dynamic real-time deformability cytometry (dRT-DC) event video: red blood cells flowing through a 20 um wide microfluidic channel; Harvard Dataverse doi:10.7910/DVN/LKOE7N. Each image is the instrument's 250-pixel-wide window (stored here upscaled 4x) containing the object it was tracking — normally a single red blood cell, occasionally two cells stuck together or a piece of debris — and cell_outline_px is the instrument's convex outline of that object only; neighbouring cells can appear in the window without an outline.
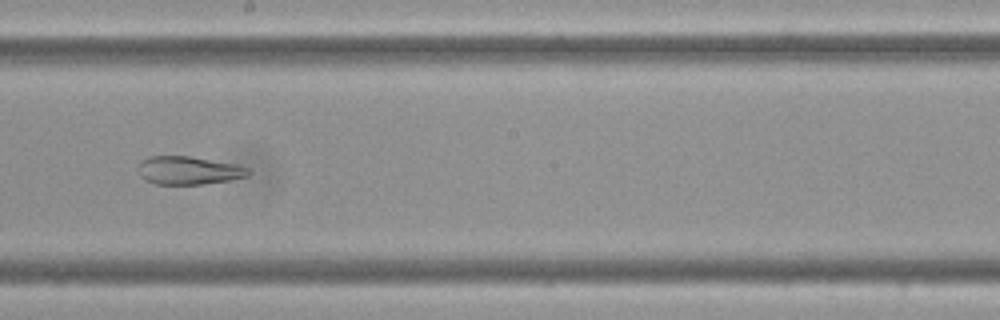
{"species": "Egyptian fruit bat (a non-hibernating species)", "species_latin": "Rousettus aegyptiacus", "temperature_condition": "cold", "stored_images_in_passage": 41, "camera_frame_rate_fps": 3000, "um_per_image_px": 0.085, "frame": {"image": 1, "passage_image": 15, "time_ms": 4.667, "image_size_px": [1000, 320], "cell_outline_px": [[252, 172], [248, 176], [228, 180], [204, 184], [156, 184], [140, 176], [140, 164], [148, 156], [188, 156], [240, 164], [248, 168]], "centroid_in_image_um": [16.11, 14.48], "position_along_channel_um": 232.1, "area_um2": 17.98}}
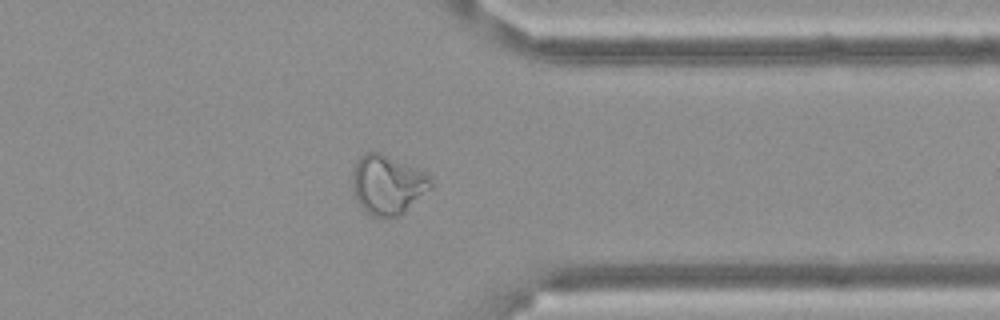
{"frame": {"image": 2, "passage_image": 28, "time_ms": 9.0, "image_size_px": [1000, 320], "cell_outline_px": [[432, 188], [404, 212], [396, 216], [384, 220], [372, 216], [356, 200], [352, 184], [352, 172], [356, 160], [360, 156], [368, 152], [380, 152], [424, 172], [432, 176]], "centroid_in_image_um": [32.94, 15.71], "position_along_channel_um": 378.5, "area_um2": 27.22}}
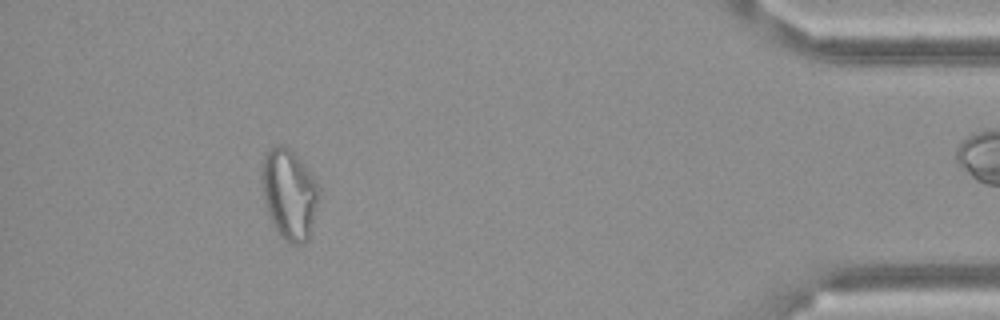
{"frame": {"image": 3, "passage_image": 35, "time_ms": 11.333, "image_size_px": [1000, 320], "cell_outline_px": [[320, 192], [308, 240], [304, 244], [288, 244], [276, 232], [268, 212], [264, 200], [260, 180], [260, 168], [264, 152], [268, 148], [276, 144], [280, 144], [288, 148], [304, 164], [320, 188]], "centroid_in_image_um": [24.54, 16.48], "position_along_channel_um": 410.7, "area_um2": 30.46}, "authors_computed_cell_mechanics": {"area_um2": 22.8888, "velocity_mm_per_s": 3.4806, "shape_relaxation_time_tau1_ms": null, "shape_relaxation_time_tau2_ms": 2.323, "deformation_change_tau1": null, "deformation_change_tau2": 0.0401}}